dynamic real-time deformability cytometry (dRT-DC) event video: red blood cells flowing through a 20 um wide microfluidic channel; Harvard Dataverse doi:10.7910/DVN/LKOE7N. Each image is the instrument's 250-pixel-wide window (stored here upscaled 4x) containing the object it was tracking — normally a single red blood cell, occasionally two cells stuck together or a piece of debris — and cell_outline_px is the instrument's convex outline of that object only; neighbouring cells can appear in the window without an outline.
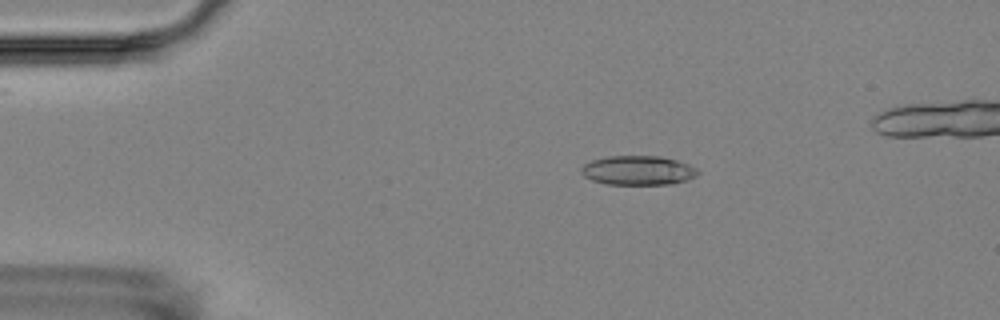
{"species": "Egyptian fruit bat (a non-hibernating species)", "species_latin": "Rousettus aegyptiacus", "temperature_condition": "room temperature", "stored_images_in_passage": 6, "camera_frame_rate_fps": 3000, "um_per_image_px": 0.085, "animal": {"sex": "female"}, "frame": {"image": 1, "passage_image": 3, "time_ms": 2.333, "image_size_px": [1000, 320], "cell_outline_px": [[700, 172], [696, 176], [688, 180], [672, 184], [608, 184], [592, 180], [584, 176], [580, 172], [580, 168], [584, 164], [592, 160], [608, 156], [660, 156], [676, 160], [688, 164], [696, 168]], "centroid_in_image_um": [54.24, 14.48], "position_along_channel_um": 30.8, "area_um2": 19.94}}
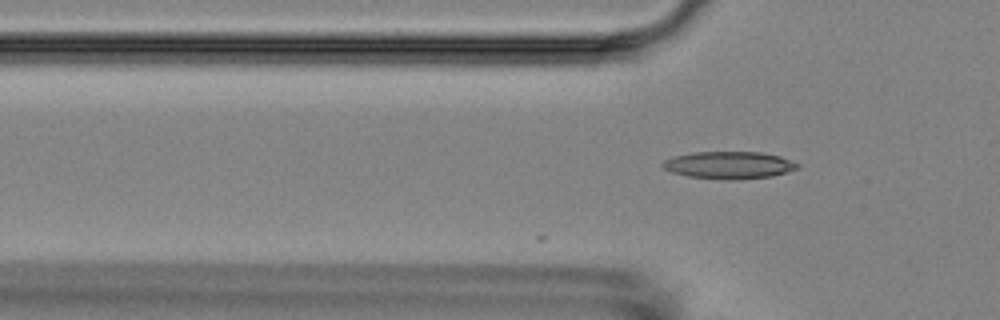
{"frame": {"image": 2, "passage_image": 5, "time_ms": 4.667, "image_size_px": [1000, 320], "cell_outline_px": [[800, 168], [788, 172], [772, 176], [688, 176], [672, 172], [664, 168], [660, 164], [664, 160], [672, 156], [692, 152], [760, 152], [780, 156], [800, 164]], "centroid_in_image_um": [61.97, 13.96], "position_along_channel_um": 63.8, "area_um2": 20.29}}